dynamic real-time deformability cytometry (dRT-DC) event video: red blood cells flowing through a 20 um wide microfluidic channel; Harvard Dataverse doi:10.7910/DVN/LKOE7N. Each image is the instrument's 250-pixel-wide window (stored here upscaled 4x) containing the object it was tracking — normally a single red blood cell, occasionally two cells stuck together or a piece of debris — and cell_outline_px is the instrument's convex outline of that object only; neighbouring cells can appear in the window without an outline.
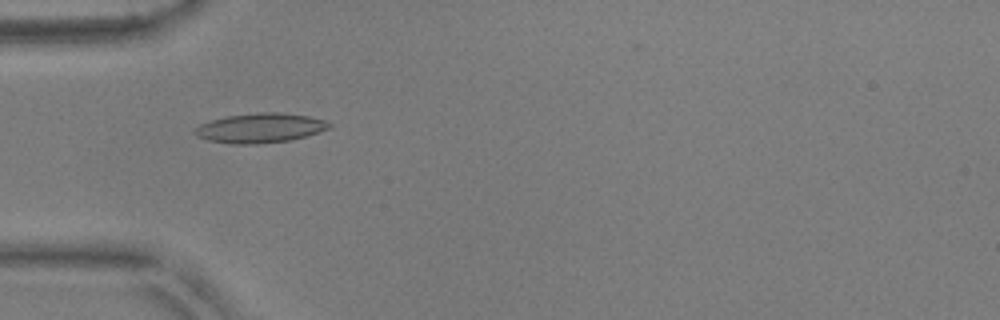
{"species": "common noctule bat (a hibernating species)", "species_latin": "Nyctalus noctula", "temperature_condition": "warm", "stored_images_in_passage": 53, "camera_frame_rate_fps": 3000, "um_per_image_px": 0.085, "animal": {"sex": "male", "body_mass_g": 17.9, "forearm_length_mm": 54.2}, "frame": {"image": 1, "passage_image": 17, "time_ms": 5.333, "image_size_px": [1000, 320], "cell_outline_px": [[332, 128], [304, 136], [288, 140], [256, 144], [232, 144], [208, 140], [196, 136], [196, 128], [200, 124], [212, 120], [228, 116], [256, 112], [280, 112], [308, 116], [324, 120], [332, 124]], "centroid_in_image_um": [22.13, 10.87], "position_along_channel_um": 62.9, "area_um2": 22.95}}
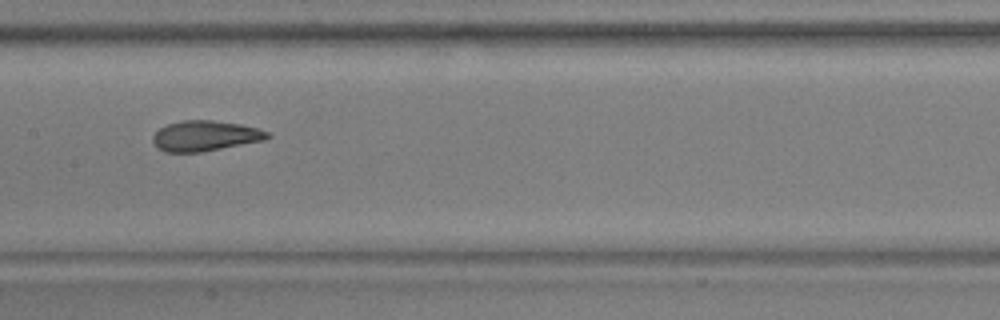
{"frame": {"image": 2, "passage_image": 27, "time_ms": 8.667, "image_size_px": [1000, 320], "cell_outline_px": [[272, 136], [264, 140], [200, 152], [164, 152], [156, 148], [152, 140], [152, 136], [160, 128], [168, 124], [180, 120], [212, 120], [240, 124], [256, 128], [268, 132]], "centroid_in_image_um": [17.4, 11.55], "position_along_channel_um": 190.0, "area_um2": 20.23}}
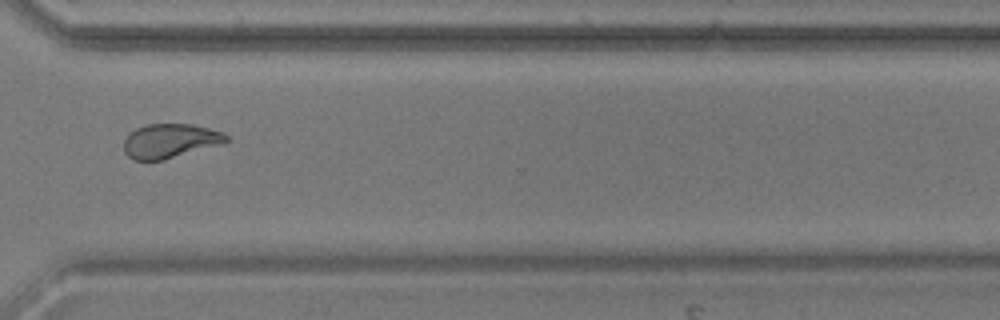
{"frame": {"image": 3, "passage_image": 40, "time_ms": 13.0, "image_size_px": [1000, 320], "cell_outline_px": [[228, 140], [220, 144], [164, 160], [132, 160], [124, 152], [124, 140], [136, 128], [148, 124], [192, 124], [224, 132], [228, 136]], "centroid_in_image_um": [14.45, 11.98], "position_along_channel_um": 356.2, "area_um2": 20.29}, "authors_computed_cell_mechanics": {"area_um2": 20.8658, "velocity_mm_per_s": 3.8417, "shape_relaxation_time_tau1_ms": 5.2034, "shape_relaxation_time_tau2_ms": 1.2409, "deformation_change_tau1": 0.1587, "deformation_change_tau2": 0.0708}}